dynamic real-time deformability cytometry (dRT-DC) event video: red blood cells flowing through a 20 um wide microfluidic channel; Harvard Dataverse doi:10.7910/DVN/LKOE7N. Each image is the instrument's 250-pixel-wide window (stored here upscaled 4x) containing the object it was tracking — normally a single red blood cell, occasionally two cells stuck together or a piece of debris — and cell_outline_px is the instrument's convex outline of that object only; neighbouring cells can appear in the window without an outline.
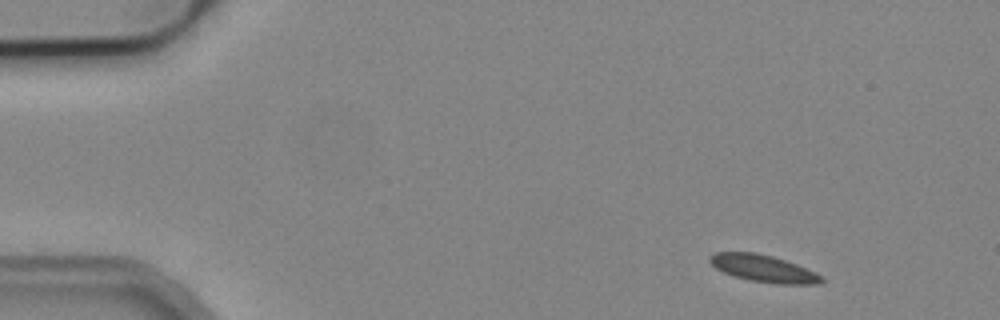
{"species": "common noctule bat (a hibernating species)", "species_latin": "Nyctalus noctula", "temperature_condition": "cold", "stored_images_in_passage": 3, "camera_frame_rate_fps": 3000, "um_per_image_px": 0.085, "animal": {"sex": "male", "body_mass_g": 19.2, "forearm_length_mm": 51.8}, "frame": {"image": 1, "passage_image": 1, "time_ms": 0.0, "image_size_px": [1000, 320], "cell_outline_px": [[824, 280], [820, 284], [776, 284], [752, 280], [736, 276], [724, 272], [716, 268], [708, 260], [708, 256], [716, 252], [756, 252], [772, 256], [796, 264], [816, 272], [824, 276]], "centroid_in_image_um": [64.92, 22.82], "position_along_channel_um": 20.1, "area_um2": 17.57}}
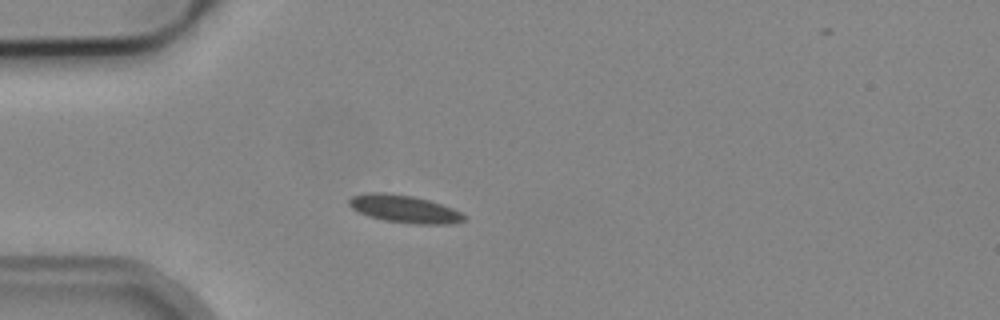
{"frame": {"image": 2, "passage_image": 3, "time_ms": 3.0, "image_size_px": [1000, 320], "cell_outline_px": [[464, 220], [452, 224], [416, 224], [384, 220], [368, 216], [352, 208], [348, 204], [348, 200], [352, 196], [368, 192], [384, 192], [412, 196], [428, 200], [452, 208], [460, 212], [464, 216]], "centroid_in_image_um": [34.33, 17.75], "position_along_channel_um": 50.7, "area_um2": 18.32}}